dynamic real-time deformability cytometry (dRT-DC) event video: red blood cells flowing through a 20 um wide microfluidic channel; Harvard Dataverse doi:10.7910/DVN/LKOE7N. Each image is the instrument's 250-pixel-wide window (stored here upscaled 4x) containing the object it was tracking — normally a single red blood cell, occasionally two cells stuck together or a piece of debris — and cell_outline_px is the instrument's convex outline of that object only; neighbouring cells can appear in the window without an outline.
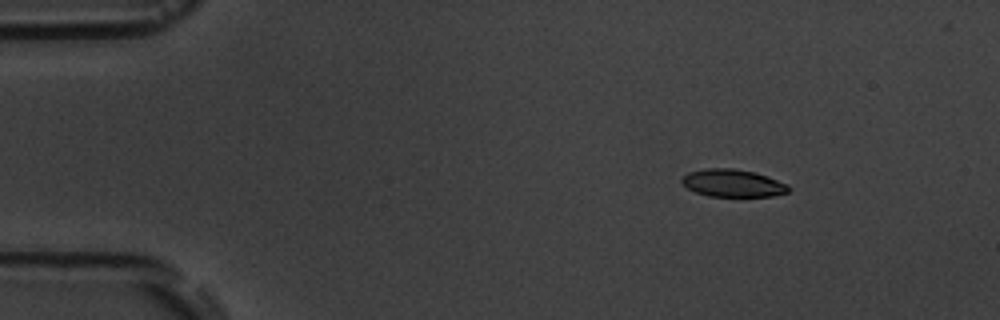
{"species": "common noctule bat (a hibernating species)", "species_latin": "Nyctalus noctula", "temperature_condition": "room temperature", "stored_images_in_passage": 7, "camera_frame_rate_fps": 3000, "um_per_image_px": 0.085, "animal": {"sex": "male", "body_mass_g": 19.5, "forearm_length_mm": 54.6}, "frame": {"image": 1, "passage_image": 2, "time_ms": 1.0, "image_size_px": [1000, 320], "cell_outline_px": [[792, 188], [788, 192], [772, 196], [708, 196], [696, 192], [688, 188], [680, 180], [688, 172], [708, 168], [732, 168], [756, 172], [768, 176], [788, 184]], "centroid_in_image_um": [62.33, 15.56], "position_along_channel_um": 22.7, "area_um2": 17.17}}
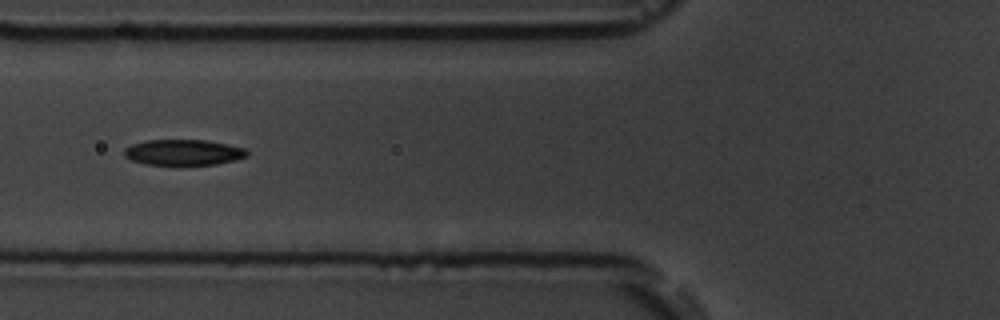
{"frame": {"image": 2, "passage_image": 6, "time_ms": 5.667, "image_size_px": [1000, 320], "cell_outline_px": [[248, 156], [236, 160], [216, 164], [176, 168], [148, 164], [132, 160], [124, 156], [124, 148], [132, 144], [144, 140], [204, 140], [228, 144], [244, 148], [248, 152]], "centroid_in_image_um": [15.58, 12.99], "position_along_channel_um": 110.2, "area_um2": 19.25}}
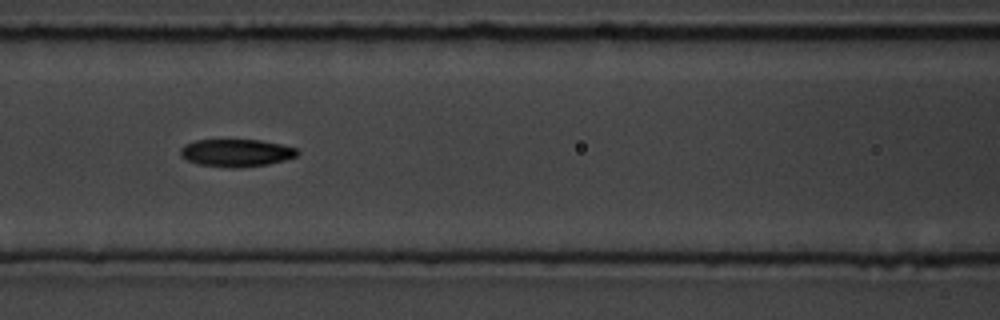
{"frame": {"image": 3, "passage_image": 7, "time_ms": 6.667, "image_size_px": [1000, 320], "cell_outline_px": [[300, 152], [296, 156], [284, 160], [268, 164], [240, 168], [228, 168], [200, 164], [188, 160], [180, 156], [180, 148], [184, 144], [196, 140], [260, 140], [280, 144], [296, 148]], "centroid_in_image_um": [20.07, 12.99], "position_along_channel_um": 146.5, "area_um2": 18.79}}